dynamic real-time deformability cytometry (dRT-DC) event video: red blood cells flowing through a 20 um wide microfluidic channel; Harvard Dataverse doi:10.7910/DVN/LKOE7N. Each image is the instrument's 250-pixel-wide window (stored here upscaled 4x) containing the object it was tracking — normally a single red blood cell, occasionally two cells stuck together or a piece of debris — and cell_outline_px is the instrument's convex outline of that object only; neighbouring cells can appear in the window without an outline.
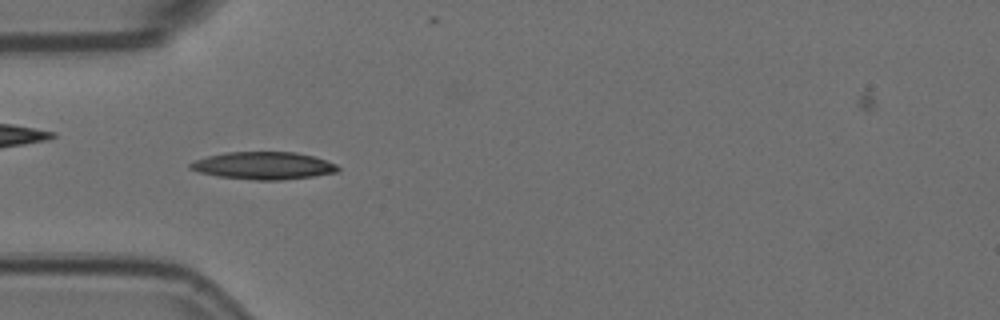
{"species": "Egyptian fruit bat (a non-hibernating species)", "species_latin": "Rousettus aegyptiacus", "temperature_condition": "room temperature", "stored_images_in_passage": 57, "camera_frame_rate_fps": 3000, "um_per_image_px": 0.085, "animal": {"sex": "female"}, "frame": {"image": 1, "passage_image": 18, "time_ms": 5.667, "image_size_px": [1000, 320], "cell_outline_px": [[340, 172], [312, 176], [280, 180], [256, 180], [216, 176], [200, 172], [188, 168], [188, 164], [196, 160], [208, 156], [224, 152], [296, 152], [312, 156], [336, 164], [340, 168]], "centroid_in_image_um": [22.39, 14.08], "position_along_channel_um": 62.6, "area_um2": 23.58}}
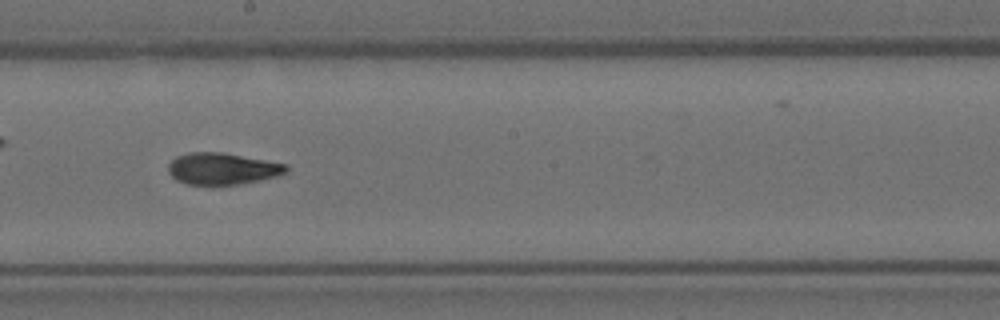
{"frame": {"image": 2, "passage_image": 32, "time_ms": 10.333, "image_size_px": [1000, 320], "cell_outline_px": [[288, 172], [276, 176], [260, 180], [240, 184], [212, 188], [188, 184], [176, 180], [168, 172], [168, 164], [176, 156], [188, 152], [224, 152], [288, 164]], "centroid_in_image_um": [18.88, 14.37], "position_along_channel_um": 229.3, "area_um2": 22.6}}
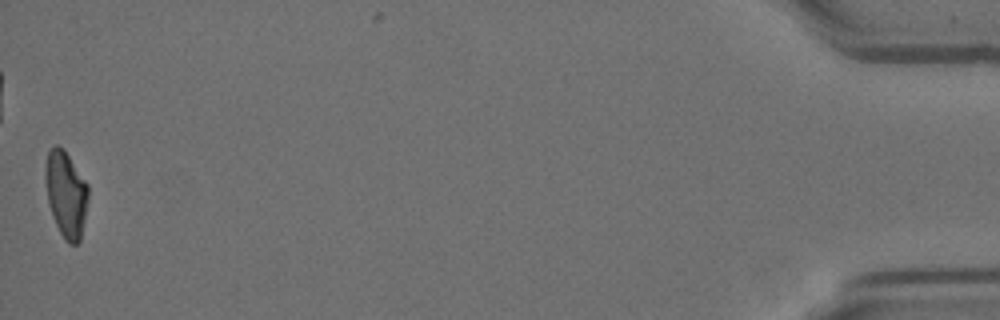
{"frame": {"image": 3, "passage_image": 57, "time_ms": 18.667, "image_size_px": [1000, 320], "cell_outline_px": [[88, 200], [80, 240], [76, 244], [68, 244], [64, 240], [52, 216], [48, 204], [44, 176], [44, 168], [48, 152], [56, 144], [64, 148], [88, 184]], "centroid_in_image_um": [5.59, 16.48], "position_along_channel_um": 429.6, "area_um2": 21.73}, "authors_computed_cell_mechanics": {"area_um2": 21.7906, "velocity_mm_per_s": 3.584, "shape_relaxation_time_tau1_ms": 6.3348, "shape_relaxation_time_tau2_ms": 3.4845, "deformation_change_tau1": 0.2492, "deformation_change_tau2": 0.1066}}